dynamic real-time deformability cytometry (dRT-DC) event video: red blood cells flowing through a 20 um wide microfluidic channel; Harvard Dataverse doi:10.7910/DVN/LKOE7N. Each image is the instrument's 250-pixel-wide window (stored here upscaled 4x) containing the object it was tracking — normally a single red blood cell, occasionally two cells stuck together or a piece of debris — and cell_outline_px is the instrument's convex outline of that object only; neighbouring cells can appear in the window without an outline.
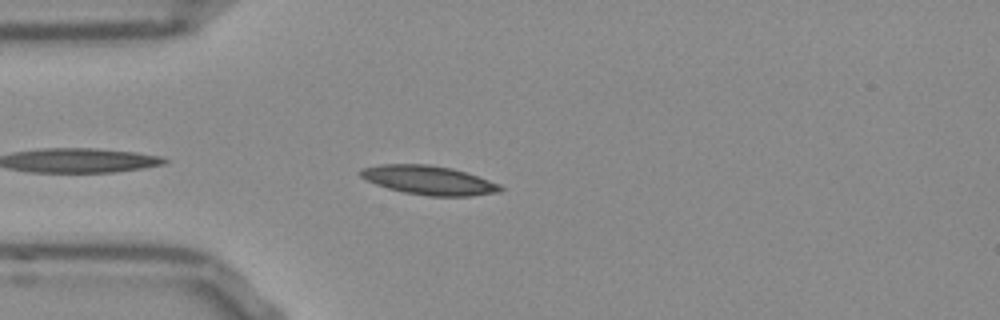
{"species": "Egyptian fruit bat (a non-hibernating species)", "species_latin": "Rousettus aegyptiacus", "temperature_condition": "room temperature", "stored_images_in_passage": 33, "camera_frame_rate_fps": 3000, "um_per_image_px": 0.085, "frame": {"image": 1, "passage_image": 3, "time_ms": 0.667, "image_size_px": [1000, 320], "cell_outline_px": [[504, 188], [500, 192], [472, 196], [428, 196], [404, 192], [388, 188], [376, 184], [360, 176], [360, 168], [384, 164], [428, 164], [452, 168], [500, 184]], "centroid_in_image_um": [36.46, 15.32], "position_along_channel_um": 48.5, "area_um2": 23.47}}
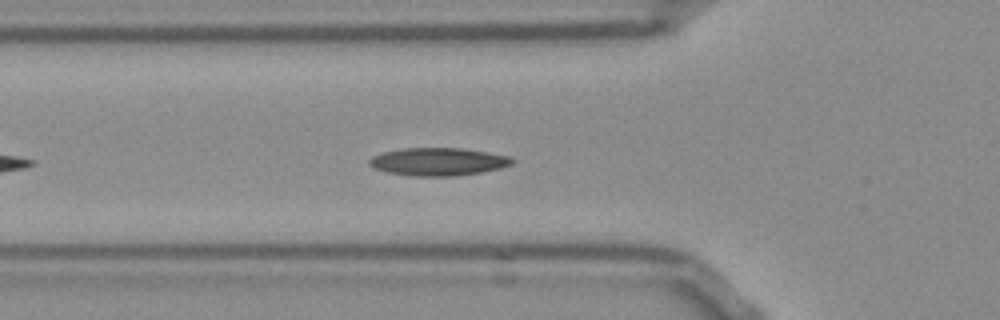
{"frame": {"image": 2, "passage_image": 7, "time_ms": 2.0, "image_size_px": [1000, 320], "cell_outline_px": [[512, 164], [500, 168], [480, 172], [456, 176], [412, 176], [388, 172], [372, 168], [368, 164], [368, 160], [372, 156], [384, 152], [404, 148], [460, 148], [488, 152], [508, 156], [512, 160]], "centroid_in_image_um": [37.2, 13.74], "position_along_channel_um": 88.6, "area_um2": 23.06}}
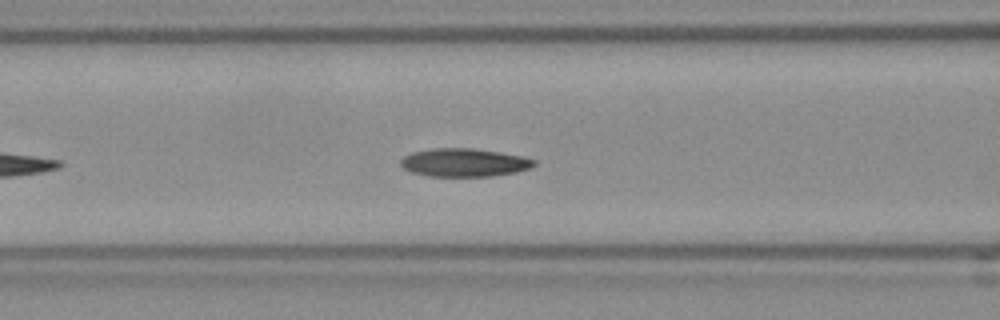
{"frame": {"image": 3, "passage_image": 10, "time_ms": 3.0, "image_size_px": [1000, 320], "cell_outline_px": [[536, 164], [528, 168], [516, 172], [492, 176], [428, 176], [412, 172], [404, 168], [400, 164], [400, 160], [404, 156], [412, 152], [432, 148], [472, 148], [500, 152], [524, 156], [536, 160]], "centroid_in_image_um": [39.46, 13.81], "position_along_channel_um": 127.1, "area_um2": 21.96}, "authors_computed_cell_mechanics": {"area_um2": 22.3108, "velocity_mm_per_s": 3.7936, "shape_relaxation_time_tau1_ms": null, "shape_relaxation_time_tau2_ms": 7.6901, "deformation_change_tau1": null, "deformation_change_tau2": 0.1277}}